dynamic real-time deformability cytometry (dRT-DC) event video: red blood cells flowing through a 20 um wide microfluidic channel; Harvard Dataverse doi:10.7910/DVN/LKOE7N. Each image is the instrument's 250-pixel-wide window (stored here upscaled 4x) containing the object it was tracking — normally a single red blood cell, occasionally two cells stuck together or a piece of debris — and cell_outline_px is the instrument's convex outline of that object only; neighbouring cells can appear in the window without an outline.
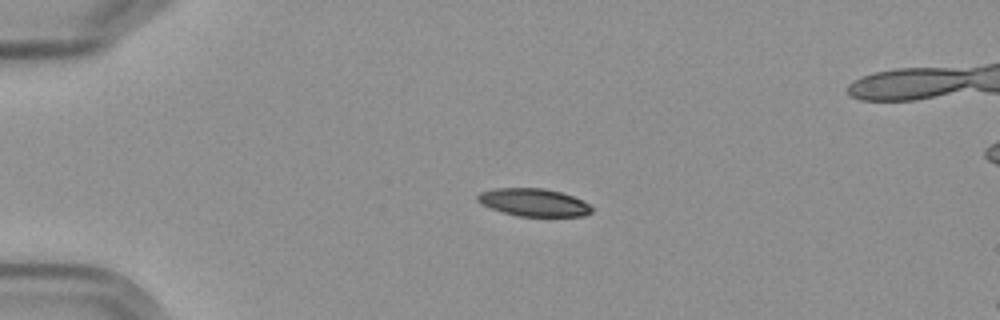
{"species": "Egyptian fruit bat (a non-hibernating species)", "species_latin": "Rousettus aegyptiacus", "temperature_condition": "cold", "stored_images_in_passage": 6, "camera_frame_rate_fps": 3000, "um_per_image_px": 0.085, "frame": {"image": 1, "passage_image": 4, "time_ms": 4.333, "image_size_px": [1000, 320], "cell_outline_px": [[592, 212], [584, 216], [520, 216], [504, 212], [492, 208], [476, 200], [476, 196], [480, 192], [496, 188], [544, 188], [560, 192], [572, 196], [588, 204], [592, 208]], "centroid_in_image_um": [45.36, 17.2], "position_along_channel_um": 39.6, "area_um2": 18.15}}